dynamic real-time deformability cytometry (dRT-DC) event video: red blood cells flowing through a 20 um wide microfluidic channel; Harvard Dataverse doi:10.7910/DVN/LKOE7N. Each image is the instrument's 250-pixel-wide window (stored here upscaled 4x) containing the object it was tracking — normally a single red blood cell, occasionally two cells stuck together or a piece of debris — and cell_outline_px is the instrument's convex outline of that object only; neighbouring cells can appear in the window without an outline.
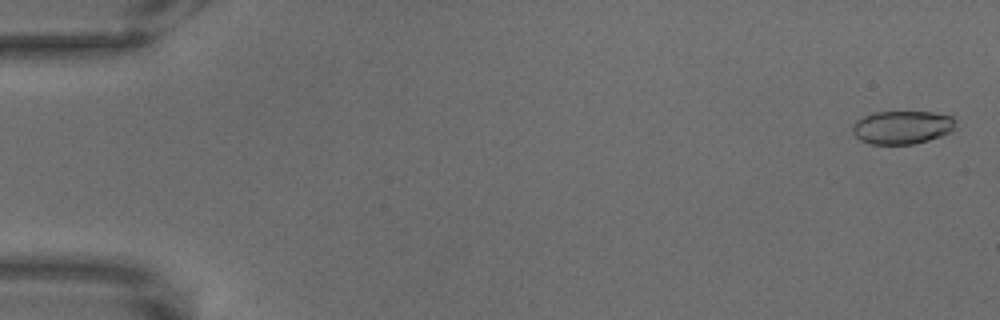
{"species": "common noctule bat (a hibernating species)", "species_latin": "Nyctalus noctula", "temperature_condition": "warm", "stored_images_in_passage": 69, "camera_frame_rate_fps": 3000, "um_per_image_px": 0.085, "animal": {"sex": "male", "body_mass_g": 18.8}, "frame": {"image": 1, "passage_image": 2, "time_ms": 0.333, "image_size_px": [1000, 320], "cell_outline_px": [[956, 128], [952, 132], [928, 140], [912, 144], [872, 144], [860, 140], [852, 132], [852, 124], [856, 120], [872, 112], [932, 112], [952, 116], [956, 120]], "centroid_in_image_um": [76.7, 10.82], "position_along_channel_um": 8.3, "area_um2": 20.17}}
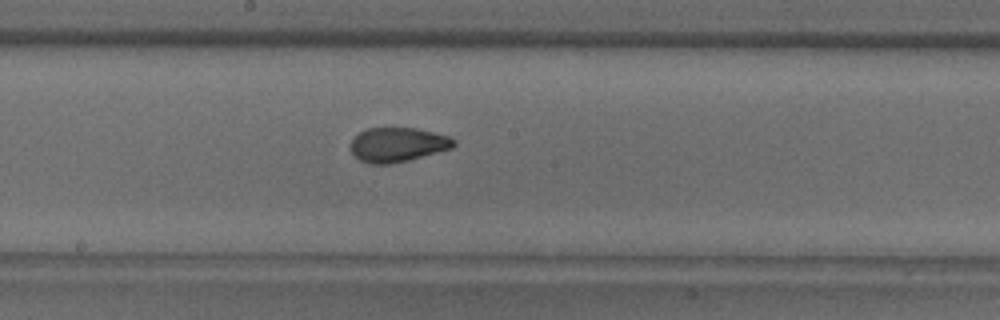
{"frame": {"image": 2, "passage_image": 38, "time_ms": 12.333, "image_size_px": [1000, 320], "cell_outline_px": [[456, 144], [452, 148], [408, 160], [388, 164], [368, 164], [360, 160], [352, 152], [352, 140], [360, 132], [368, 128], [416, 128], [448, 136], [456, 140]], "centroid_in_image_um": [33.81, 12.3], "position_along_channel_um": 214.4, "area_um2": 20.4}}
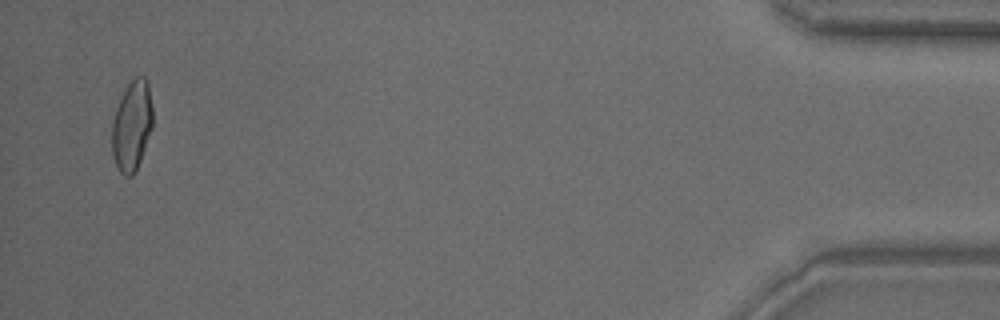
{"frame": {"image": 3, "passage_image": 67, "time_ms": 22.0, "image_size_px": [1000, 320], "cell_outline_px": [[152, 128], [140, 160], [132, 176], [124, 176], [116, 168], [112, 156], [112, 120], [116, 108], [128, 84], [136, 76], [144, 76], [148, 80], [152, 108]], "centroid_in_image_um": [11.2, 10.69], "position_along_channel_um": 424.0, "area_um2": 21.39}}